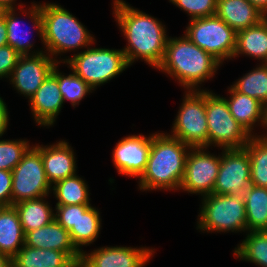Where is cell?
<instances>
[{
	"label": "cell",
	"mask_w": 267,
	"mask_h": 267,
	"mask_svg": "<svg viewBox=\"0 0 267 267\" xmlns=\"http://www.w3.org/2000/svg\"><path fill=\"white\" fill-rule=\"evenodd\" d=\"M151 148V134L123 137L112 150V160L119 175L139 178L145 170Z\"/></svg>",
	"instance_id": "14"
},
{
	"label": "cell",
	"mask_w": 267,
	"mask_h": 267,
	"mask_svg": "<svg viewBox=\"0 0 267 267\" xmlns=\"http://www.w3.org/2000/svg\"><path fill=\"white\" fill-rule=\"evenodd\" d=\"M248 231H267V188L252 185L244 193Z\"/></svg>",
	"instance_id": "26"
},
{
	"label": "cell",
	"mask_w": 267,
	"mask_h": 267,
	"mask_svg": "<svg viewBox=\"0 0 267 267\" xmlns=\"http://www.w3.org/2000/svg\"><path fill=\"white\" fill-rule=\"evenodd\" d=\"M267 17V0H248Z\"/></svg>",
	"instance_id": "39"
},
{
	"label": "cell",
	"mask_w": 267,
	"mask_h": 267,
	"mask_svg": "<svg viewBox=\"0 0 267 267\" xmlns=\"http://www.w3.org/2000/svg\"><path fill=\"white\" fill-rule=\"evenodd\" d=\"M16 8L7 9L5 12V23L7 26V43L21 56L35 55L45 52L42 50H33L34 43L28 39L29 30L21 28V18L18 17ZM21 23V24H20ZM24 24V23H23ZM44 50V51H43Z\"/></svg>",
	"instance_id": "31"
},
{
	"label": "cell",
	"mask_w": 267,
	"mask_h": 267,
	"mask_svg": "<svg viewBox=\"0 0 267 267\" xmlns=\"http://www.w3.org/2000/svg\"><path fill=\"white\" fill-rule=\"evenodd\" d=\"M0 118H9L7 105L2 97H0Z\"/></svg>",
	"instance_id": "40"
},
{
	"label": "cell",
	"mask_w": 267,
	"mask_h": 267,
	"mask_svg": "<svg viewBox=\"0 0 267 267\" xmlns=\"http://www.w3.org/2000/svg\"><path fill=\"white\" fill-rule=\"evenodd\" d=\"M27 10L24 4H18L19 9L33 24L43 47L55 61L59 62L57 56L62 53L77 51L88 48L96 43L93 34L85 28L77 18L68 10L56 3H31ZM55 58H54V57Z\"/></svg>",
	"instance_id": "1"
},
{
	"label": "cell",
	"mask_w": 267,
	"mask_h": 267,
	"mask_svg": "<svg viewBox=\"0 0 267 267\" xmlns=\"http://www.w3.org/2000/svg\"><path fill=\"white\" fill-rule=\"evenodd\" d=\"M30 147L26 139L0 140V170L12 171Z\"/></svg>",
	"instance_id": "33"
},
{
	"label": "cell",
	"mask_w": 267,
	"mask_h": 267,
	"mask_svg": "<svg viewBox=\"0 0 267 267\" xmlns=\"http://www.w3.org/2000/svg\"><path fill=\"white\" fill-rule=\"evenodd\" d=\"M221 155L207 152V147L190 148L185 173L179 190L207 196L213 193L220 167Z\"/></svg>",
	"instance_id": "11"
},
{
	"label": "cell",
	"mask_w": 267,
	"mask_h": 267,
	"mask_svg": "<svg viewBox=\"0 0 267 267\" xmlns=\"http://www.w3.org/2000/svg\"><path fill=\"white\" fill-rule=\"evenodd\" d=\"M24 244L25 234L15 207H0V253L12 260Z\"/></svg>",
	"instance_id": "21"
},
{
	"label": "cell",
	"mask_w": 267,
	"mask_h": 267,
	"mask_svg": "<svg viewBox=\"0 0 267 267\" xmlns=\"http://www.w3.org/2000/svg\"><path fill=\"white\" fill-rule=\"evenodd\" d=\"M190 146L169 133L151 134V148L144 172L138 178L139 190H179ZM152 189V190H151Z\"/></svg>",
	"instance_id": "3"
},
{
	"label": "cell",
	"mask_w": 267,
	"mask_h": 267,
	"mask_svg": "<svg viewBox=\"0 0 267 267\" xmlns=\"http://www.w3.org/2000/svg\"><path fill=\"white\" fill-rule=\"evenodd\" d=\"M25 245L32 248L52 249L68 254L75 262L80 261L82 253L73 244L70 233L55 219L49 224L25 234Z\"/></svg>",
	"instance_id": "17"
},
{
	"label": "cell",
	"mask_w": 267,
	"mask_h": 267,
	"mask_svg": "<svg viewBox=\"0 0 267 267\" xmlns=\"http://www.w3.org/2000/svg\"><path fill=\"white\" fill-rule=\"evenodd\" d=\"M169 2L185 11L190 20L216 14L217 0H169Z\"/></svg>",
	"instance_id": "34"
},
{
	"label": "cell",
	"mask_w": 267,
	"mask_h": 267,
	"mask_svg": "<svg viewBox=\"0 0 267 267\" xmlns=\"http://www.w3.org/2000/svg\"><path fill=\"white\" fill-rule=\"evenodd\" d=\"M0 267H12V260L4 255L0 253Z\"/></svg>",
	"instance_id": "41"
},
{
	"label": "cell",
	"mask_w": 267,
	"mask_h": 267,
	"mask_svg": "<svg viewBox=\"0 0 267 267\" xmlns=\"http://www.w3.org/2000/svg\"><path fill=\"white\" fill-rule=\"evenodd\" d=\"M28 102L37 125H54L64 104L57 78L51 73Z\"/></svg>",
	"instance_id": "16"
},
{
	"label": "cell",
	"mask_w": 267,
	"mask_h": 267,
	"mask_svg": "<svg viewBox=\"0 0 267 267\" xmlns=\"http://www.w3.org/2000/svg\"><path fill=\"white\" fill-rule=\"evenodd\" d=\"M16 0H0V3L5 6L7 9H13L16 8L15 6H17L15 4Z\"/></svg>",
	"instance_id": "43"
},
{
	"label": "cell",
	"mask_w": 267,
	"mask_h": 267,
	"mask_svg": "<svg viewBox=\"0 0 267 267\" xmlns=\"http://www.w3.org/2000/svg\"><path fill=\"white\" fill-rule=\"evenodd\" d=\"M228 93L230 97L226 102L231 115L251 136H256L254 126H263L264 105L255 98L237 92L232 86L228 87Z\"/></svg>",
	"instance_id": "20"
},
{
	"label": "cell",
	"mask_w": 267,
	"mask_h": 267,
	"mask_svg": "<svg viewBox=\"0 0 267 267\" xmlns=\"http://www.w3.org/2000/svg\"><path fill=\"white\" fill-rule=\"evenodd\" d=\"M183 35L168 37L157 70L174 78L186 90H200L199 84L213 78L221 63Z\"/></svg>",
	"instance_id": "4"
},
{
	"label": "cell",
	"mask_w": 267,
	"mask_h": 267,
	"mask_svg": "<svg viewBox=\"0 0 267 267\" xmlns=\"http://www.w3.org/2000/svg\"><path fill=\"white\" fill-rule=\"evenodd\" d=\"M185 35L221 64L231 60L236 49V32L221 18L214 16L189 20Z\"/></svg>",
	"instance_id": "9"
},
{
	"label": "cell",
	"mask_w": 267,
	"mask_h": 267,
	"mask_svg": "<svg viewBox=\"0 0 267 267\" xmlns=\"http://www.w3.org/2000/svg\"><path fill=\"white\" fill-rule=\"evenodd\" d=\"M244 148L250 158L251 184L267 188V135L251 136Z\"/></svg>",
	"instance_id": "27"
},
{
	"label": "cell",
	"mask_w": 267,
	"mask_h": 267,
	"mask_svg": "<svg viewBox=\"0 0 267 267\" xmlns=\"http://www.w3.org/2000/svg\"><path fill=\"white\" fill-rule=\"evenodd\" d=\"M9 124V118H0V137L6 132Z\"/></svg>",
	"instance_id": "42"
},
{
	"label": "cell",
	"mask_w": 267,
	"mask_h": 267,
	"mask_svg": "<svg viewBox=\"0 0 267 267\" xmlns=\"http://www.w3.org/2000/svg\"><path fill=\"white\" fill-rule=\"evenodd\" d=\"M80 76L94 91L130 67L122 49L88 47L59 61Z\"/></svg>",
	"instance_id": "5"
},
{
	"label": "cell",
	"mask_w": 267,
	"mask_h": 267,
	"mask_svg": "<svg viewBox=\"0 0 267 267\" xmlns=\"http://www.w3.org/2000/svg\"><path fill=\"white\" fill-rule=\"evenodd\" d=\"M88 185L77 174L56 182L52 186L56 205H79L90 204Z\"/></svg>",
	"instance_id": "28"
},
{
	"label": "cell",
	"mask_w": 267,
	"mask_h": 267,
	"mask_svg": "<svg viewBox=\"0 0 267 267\" xmlns=\"http://www.w3.org/2000/svg\"><path fill=\"white\" fill-rule=\"evenodd\" d=\"M154 253L149 247L104 246L83 251L81 260L88 267H145Z\"/></svg>",
	"instance_id": "15"
},
{
	"label": "cell",
	"mask_w": 267,
	"mask_h": 267,
	"mask_svg": "<svg viewBox=\"0 0 267 267\" xmlns=\"http://www.w3.org/2000/svg\"><path fill=\"white\" fill-rule=\"evenodd\" d=\"M205 108L208 124V148L240 149L251 135L231 115L226 97L205 89Z\"/></svg>",
	"instance_id": "7"
},
{
	"label": "cell",
	"mask_w": 267,
	"mask_h": 267,
	"mask_svg": "<svg viewBox=\"0 0 267 267\" xmlns=\"http://www.w3.org/2000/svg\"><path fill=\"white\" fill-rule=\"evenodd\" d=\"M20 56L10 45L0 47V80L9 78Z\"/></svg>",
	"instance_id": "35"
},
{
	"label": "cell",
	"mask_w": 267,
	"mask_h": 267,
	"mask_svg": "<svg viewBox=\"0 0 267 267\" xmlns=\"http://www.w3.org/2000/svg\"><path fill=\"white\" fill-rule=\"evenodd\" d=\"M267 129V102L264 104V111H263V127ZM267 135V133L265 134Z\"/></svg>",
	"instance_id": "44"
},
{
	"label": "cell",
	"mask_w": 267,
	"mask_h": 267,
	"mask_svg": "<svg viewBox=\"0 0 267 267\" xmlns=\"http://www.w3.org/2000/svg\"><path fill=\"white\" fill-rule=\"evenodd\" d=\"M197 230L206 232H246L244 195L210 194L202 197Z\"/></svg>",
	"instance_id": "6"
},
{
	"label": "cell",
	"mask_w": 267,
	"mask_h": 267,
	"mask_svg": "<svg viewBox=\"0 0 267 267\" xmlns=\"http://www.w3.org/2000/svg\"><path fill=\"white\" fill-rule=\"evenodd\" d=\"M251 186L250 158L245 148L223 149L212 194L244 195Z\"/></svg>",
	"instance_id": "12"
},
{
	"label": "cell",
	"mask_w": 267,
	"mask_h": 267,
	"mask_svg": "<svg viewBox=\"0 0 267 267\" xmlns=\"http://www.w3.org/2000/svg\"><path fill=\"white\" fill-rule=\"evenodd\" d=\"M57 63L47 52L20 56L9 76L10 84L19 94L30 99Z\"/></svg>",
	"instance_id": "13"
},
{
	"label": "cell",
	"mask_w": 267,
	"mask_h": 267,
	"mask_svg": "<svg viewBox=\"0 0 267 267\" xmlns=\"http://www.w3.org/2000/svg\"><path fill=\"white\" fill-rule=\"evenodd\" d=\"M243 54L267 63V17L258 25L236 32L233 58Z\"/></svg>",
	"instance_id": "24"
},
{
	"label": "cell",
	"mask_w": 267,
	"mask_h": 267,
	"mask_svg": "<svg viewBox=\"0 0 267 267\" xmlns=\"http://www.w3.org/2000/svg\"><path fill=\"white\" fill-rule=\"evenodd\" d=\"M11 172L12 205L52 193V186L45 175L41 145H32Z\"/></svg>",
	"instance_id": "10"
},
{
	"label": "cell",
	"mask_w": 267,
	"mask_h": 267,
	"mask_svg": "<svg viewBox=\"0 0 267 267\" xmlns=\"http://www.w3.org/2000/svg\"><path fill=\"white\" fill-rule=\"evenodd\" d=\"M242 243L235 247L234 256L243 261L267 267V231H248Z\"/></svg>",
	"instance_id": "29"
},
{
	"label": "cell",
	"mask_w": 267,
	"mask_h": 267,
	"mask_svg": "<svg viewBox=\"0 0 267 267\" xmlns=\"http://www.w3.org/2000/svg\"><path fill=\"white\" fill-rule=\"evenodd\" d=\"M74 267H88L82 260L77 261Z\"/></svg>",
	"instance_id": "46"
},
{
	"label": "cell",
	"mask_w": 267,
	"mask_h": 267,
	"mask_svg": "<svg viewBox=\"0 0 267 267\" xmlns=\"http://www.w3.org/2000/svg\"><path fill=\"white\" fill-rule=\"evenodd\" d=\"M54 219L65 229L70 230L78 219V205H55Z\"/></svg>",
	"instance_id": "36"
},
{
	"label": "cell",
	"mask_w": 267,
	"mask_h": 267,
	"mask_svg": "<svg viewBox=\"0 0 267 267\" xmlns=\"http://www.w3.org/2000/svg\"><path fill=\"white\" fill-rule=\"evenodd\" d=\"M100 212L91 204L78 205V219L69 230L71 240L82 253V246H89L97 240L102 227Z\"/></svg>",
	"instance_id": "22"
},
{
	"label": "cell",
	"mask_w": 267,
	"mask_h": 267,
	"mask_svg": "<svg viewBox=\"0 0 267 267\" xmlns=\"http://www.w3.org/2000/svg\"><path fill=\"white\" fill-rule=\"evenodd\" d=\"M231 86L237 92L255 98L264 105L267 102V63H259Z\"/></svg>",
	"instance_id": "30"
},
{
	"label": "cell",
	"mask_w": 267,
	"mask_h": 267,
	"mask_svg": "<svg viewBox=\"0 0 267 267\" xmlns=\"http://www.w3.org/2000/svg\"><path fill=\"white\" fill-rule=\"evenodd\" d=\"M47 197L25 200L13 205L18 213L24 234L54 220L55 210L46 201Z\"/></svg>",
	"instance_id": "25"
},
{
	"label": "cell",
	"mask_w": 267,
	"mask_h": 267,
	"mask_svg": "<svg viewBox=\"0 0 267 267\" xmlns=\"http://www.w3.org/2000/svg\"><path fill=\"white\" fill-rule=\"evenodd\" d=\"M7 8L0 3V18L4 17Z\"/></svg>",
	"instance_id": "45"
},
{
	"label": "cell",
	"mask_w": 267,
	"mask_h": 267,
	"mask_svg": "<svg viewBox=\"0 0 267 267\" xmlns=\"http://www.w3.org/2000/svg\"><path fill=\"white\" fill-rule=\"evenodd\" d=\"M41 157L46 178L51 186L77 174L75 153L66 140L52 145H41Z\"/></svg>",
	"instance_id": "18"
},
{
	"label": "cell",
	"mask_w": 267,
	"mask_h": 267,
	"mask_svg": "<svg viewBox=\"0 0 267 267\" xmlns=\"http://www.w3.org/2000/svg\"><path fill=\"white\" fill-rule=\"evenodd\" d=\"M8 45L7 43V26L5 23V15L0 18V47Z\"/></svg>",
	"instance_id": "38"
},
{
	"label": "cell",
	"mask_w": 267,
	"mask_h": 267,
	"mask_svg": "<svg viewBox=\"0 0 267 267\" xmlns=\"http://www.w3.org/2000/svg\"><path fill=\"white\" fill-rule=\"evenodd\" d=\"M217 17L235 32L258 25L266 16L248 0H217Z\"/></svg>",
	"instance_id": "19"
},
{
	"label": "cell",
	"mask_w": 267,
	"mask_h": 267,
	"mask_svg": "<svg viewBox=\"0 0 267 267\" xmlns=\"http://www.w3.org/2000/svg\"><path fill=\"white\" fill-rule=\"evenodd\" d=\"M12 172L0 170V207L12 205Z\"/></svg>",
	"instance_id": "37"
},
{
	"label": "cell",
	"mask_w": 267,
	"mask_h": 267,
	"mask_svg": "<svg viewBox=\"0 0 267 267\" xmlns=\"http://www.w3.org/2000/svg\"><path fill=\"white\" fill-rule=\"evenodd\" d=\"M59 64L60 62L53 67L51 73L57 78L63 101L69 100L75 108L86 95L92 93L94 90L73 71L67 76L64 73L62 74L57 69Z\"/></svg>",
	"instance_id": "32"
},
{
	"label": "cell",
	"mask_w": 267,
	"mask_h": 267,
	"mask_svg": "<svg viewBox=\"0 0 267 267\" xmlns=\"http://www.w3.org/2000/svg\"><path fill=\"white\" fill-rule=\"evenodd\" d=\"M75 264L62 251L32 248L25 244L12 259V267H74Z\"/></svg>",
	"instance_id": "23"
},
{
	"label": "cell",
	"mask_w": 267,
	"mask_h": 267,
	"mask_svg": "<svg viewBox=\"0 0 267 267\" xmlns=\"http://www.w3.org/2000/svg\"><path fill=\"white\" fill-rule=\"evenodd\" d=\"M173 122L171 135L191 148H208L205 90H187Z\"/></svg>",
	"instance_id": "8"
},
{
	"label": "cell",
	"mask_w": 267,
	"mask_h": 267,
	"mask_svg": "<svg viewBox=\"0 0 267 267\" xmlns=\"http://www.w3.org/2000/svg\"><path fill=\"white\" fill-rule=\"evenodd\" d=\"M113 15L128 42L122 48L128 65L141 59L157 69L163 60L169 37L166 26L124 0L113 1Z\"/></svg>",
	"instance_id": "2"
}]
</instances>
